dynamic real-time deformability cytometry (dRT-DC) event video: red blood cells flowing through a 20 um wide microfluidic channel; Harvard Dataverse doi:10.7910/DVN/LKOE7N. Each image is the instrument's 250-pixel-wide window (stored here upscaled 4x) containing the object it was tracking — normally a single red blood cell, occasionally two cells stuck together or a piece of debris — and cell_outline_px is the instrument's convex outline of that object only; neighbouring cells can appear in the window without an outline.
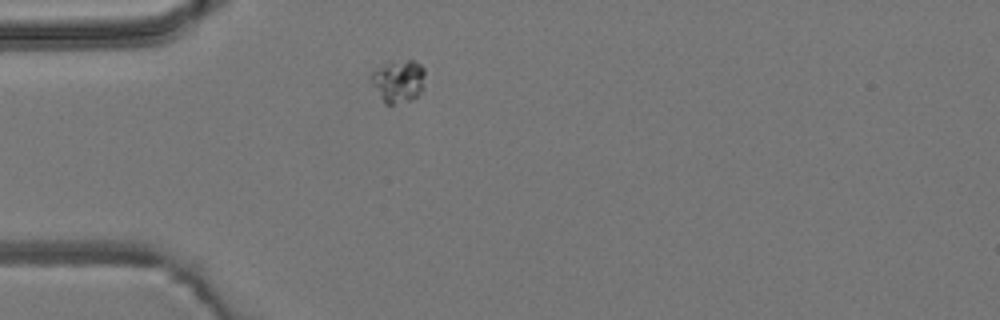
{"species": "common noctule bat (a hibernating species)", "species_latin": "Nyctalus noctula", "temperature_condition": "room temperature", "stored_images_in_passage": 2, "camera_frame_rate_fps": 3000, "um_per_image_px": 0.085, "animal": {"sex": "male", "body_mass_g": 19.2, "forearm_length_mm": 51.8}, "frame": {"image": 1, "passage_image": 1, "time_ms": 0.0, "image_size_px": [1000, 320], "cell_outline_px": [[424, 88], [412, 100], [392, 104], [384, 104], [368, 80], [368, 76], [376, 68], [388, 60], [412, 60], [420, 64], [424, 68]], "centroid_in_image_um": [33.81, 6.87], "position_along_channel_um": 51.2, "area_um2": 13.93}}